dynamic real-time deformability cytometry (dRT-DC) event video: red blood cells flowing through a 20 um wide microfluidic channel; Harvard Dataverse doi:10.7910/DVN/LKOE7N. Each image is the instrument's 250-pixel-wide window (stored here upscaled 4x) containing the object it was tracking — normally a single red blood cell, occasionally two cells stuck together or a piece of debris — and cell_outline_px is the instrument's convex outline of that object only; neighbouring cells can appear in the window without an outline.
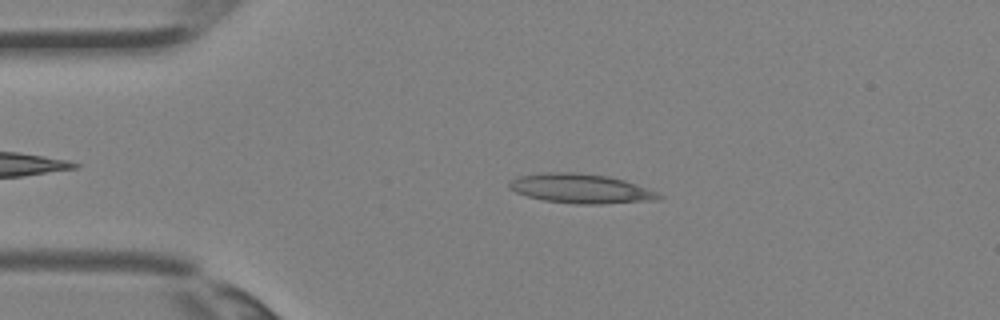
{"species": "Egyptian fruit bat (a non-hibernating species)", "species_latin": "Rousettus aegyptiacus", "temperature_condition": "room temperature", "stored_images_in_passage": 34, "camera_frame_rate_fps": 3000, "um_per_image_px": 0.085, "animal": {"sex": "female"}, "frame": {"image": 1, "passage_image": 6, "time_ms": 1.667, "image_size_px": [1000, 320], "cell_outline_px": [[664, 196], [656, 200], [600, 204], [576, 204], [544, 200], [528, 196], [516, 192], [508, 188], [508, 180], [516, 176], [540, 172], [572, 172], [608, 176], [624, 180], [656, 192]], "centroid_in_image_um": [49.29, 16.02], "position_along_channel_um": 35.7, "area_um2": 25.66}}
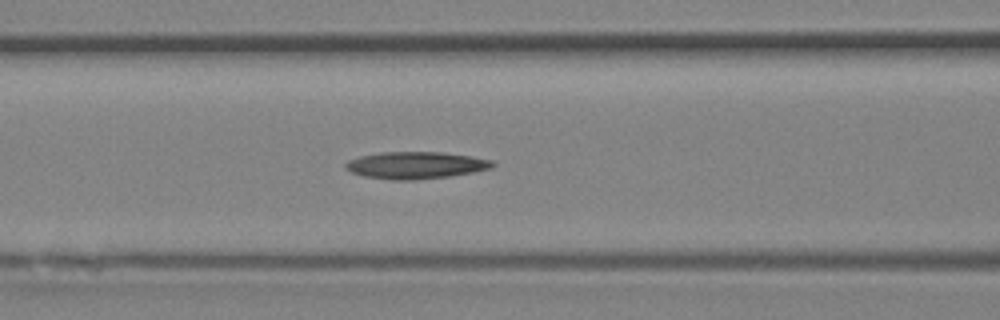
{"frame": {"image": 2, "passage_image": 13, "time_ms": 4.0, "image_size_px": [1000, 320], "cell_outline_px": [[496, 164], [488, 168], [472, 172], [448, 176], [412, 180], [392, 180], [364, 176], [352, 172], [344, 168], [344, 164], [348, 160], [360, 156], [380, 152], [444, 152], [472, 156], [492, 160]], "centroid_in_image_um": [35.3, 14.03], "position_along_channel_um": 131.3, "area_um2": 23.06}}
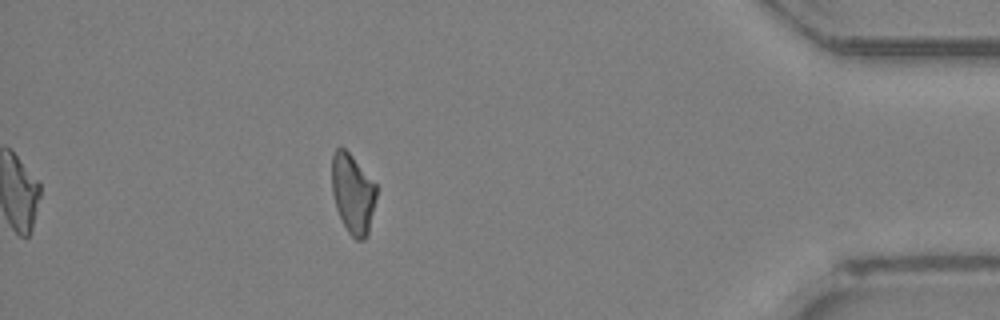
{"frame": {"image": 3, "passage_image": 30, "time_ms": 9.667, "image_size_px": [1000, 320], "cell_outline_px": [[376, 196], [368, 236], [364, 240], [356, 240], [348, 232], [336, 208], [332, 192], [332, 152], [336, 148], [344, 148], [352, 156], [376, 184]], "centroid_in_image_um": [29.98, 16.47], "position_along_channel_um": 405.2, "area_um2": 20.58}}